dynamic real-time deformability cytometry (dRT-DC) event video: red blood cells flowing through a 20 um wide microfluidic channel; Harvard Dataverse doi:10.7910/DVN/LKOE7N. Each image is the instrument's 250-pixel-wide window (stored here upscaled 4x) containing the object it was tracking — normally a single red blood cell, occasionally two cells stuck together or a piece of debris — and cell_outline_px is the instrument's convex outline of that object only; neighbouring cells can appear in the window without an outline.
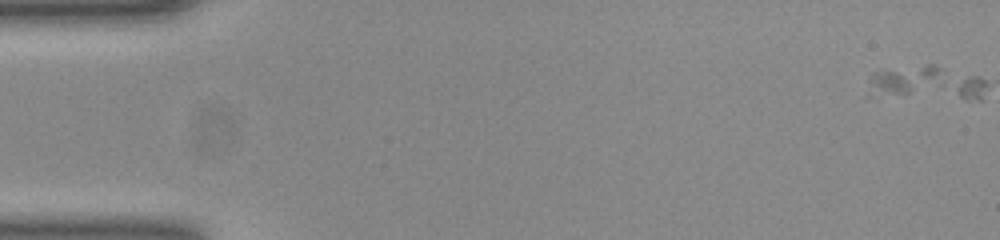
{"species": "common noctule bat (a hibernating species)", "species_latin": "Nyctalus noctula", "temperature_condition": "room temperature", "stored_images_in_passage": 10, "camera_frame_rate_fps": 3000, "um_per_image_px": 0.085, "animal": {"sex": "female", "body_mass_g": 23.0, "forearm_length_mm": 53.4}, "frame": {"image": 1, "passage_image": 2, "time_ms": 0.333, "image_size_px": [1000, 240], "cell_outline_px": [[944, 84], [908, 92], [892, 92], [872, 88], [872, 72], [928, 64], [932, 64], [940, 68]], "centroid_in_image_um": [77.15, 6.68], "position_along_channel_um": 7.8, "area_um2": 11.16}}